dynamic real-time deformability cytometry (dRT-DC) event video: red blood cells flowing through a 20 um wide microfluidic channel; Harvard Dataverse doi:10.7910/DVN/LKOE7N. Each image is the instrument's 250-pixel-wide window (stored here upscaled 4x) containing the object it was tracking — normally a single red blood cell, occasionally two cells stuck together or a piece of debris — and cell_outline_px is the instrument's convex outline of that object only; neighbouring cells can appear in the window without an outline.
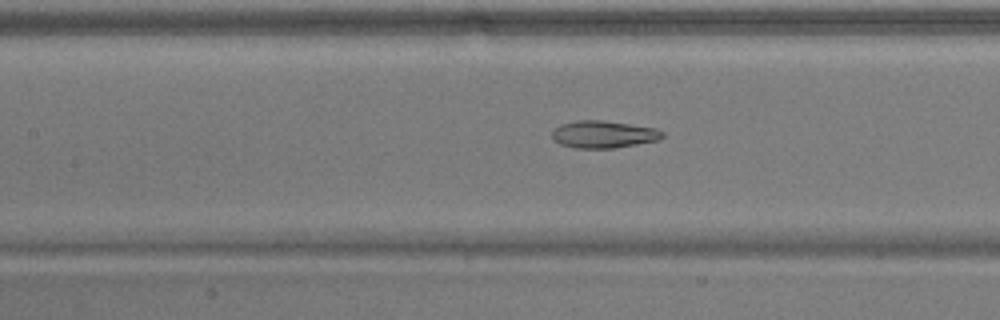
{"species": "common noctule bat (a hibernating species)", "species_latin": "Nyctalus noctula", "temperature_condition": "warm", "stored_images_in_passage": 43, "camera_frame_rate_fps": 3000, "um_per_image_px": 0.085, "animal": {"sex": "male", "body_mass_g": 17.9}, "frame": {"image": 1, "passage_image": 14, "time_ms": 4.333, "image_size_px": [1000, 320], "cell_outline_px": [[664, 136], [660, 140], [612, 148], [572, 148], [560, 144], [552, 140], [552, 132], [560, 124], [576, 120], [604, 120], [656, 128], [664, 132]], "centroid_in_image_um": [51.29, 11.42], "position_along_channel_um": 156.1, "area_um2": 17.69}}
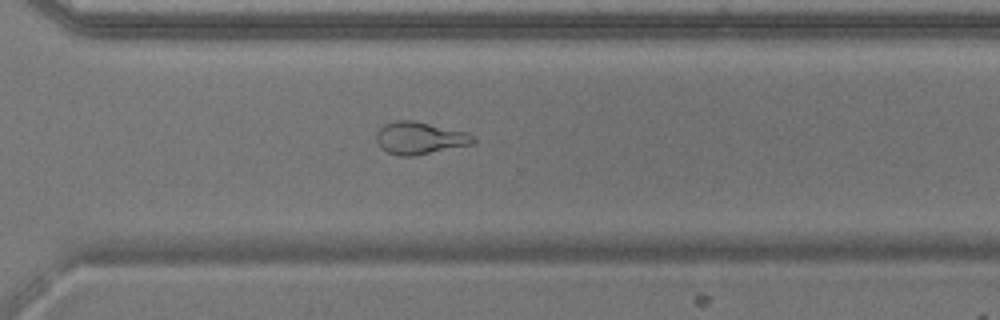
{"frame": {"image": 2, "passage_image": 28, "time_ms": 9.0, "image_size_px": [1000, 320], "cell_outline_px": [[476, 140], [472, 144], [412, 156], [400, 156], [388, 152], [380, 148], [376, 140], [376, 132], [384, 124], [396, 120], [412, 120], [468, 132], [476, 136]], "centroid_in_image_um": [35.67, 11.73], "position_along_channel_um": 334.9, "area_um2": 18.26}}
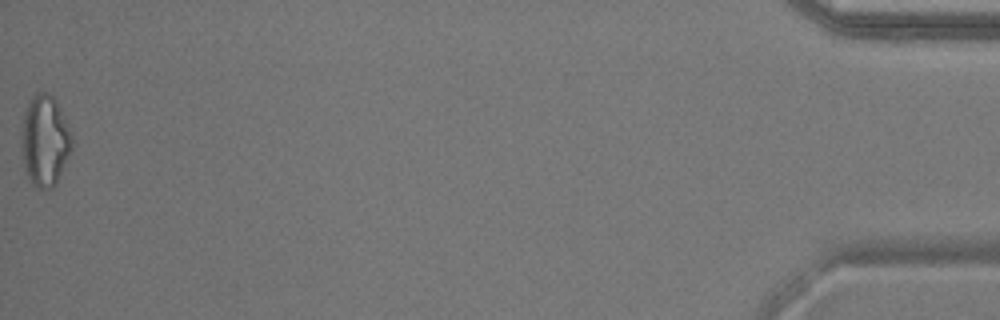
{"frame": {"image": 3, "passage_image": 43, "time_ms": 14.0, "image_size_px": [1000, 320], "cell_outline_px": [[76, 144], [56, 184], [52, 188], [36, 188], [32, 184], [24, 168], [20, 132], [24, 112], [32, 96], [36, 92], [48, 92], [56, 100], [64, 116]], "centroid_in_image_um": [3.84, 11.96], "position_along_channel_um": 431.4, "area_um2": 27.4}, "authors_computed_cell_mechanics": {"area_um2": 19.3052, "velocity_mm_per_s": 3.8463, "shape_relaxation_time_tau1_ms": null, "shape_relaxation_time_tau2_ms": 1.9925, "deformation_change_tau1": null, "deformation_change_tau2": 0.0884}}